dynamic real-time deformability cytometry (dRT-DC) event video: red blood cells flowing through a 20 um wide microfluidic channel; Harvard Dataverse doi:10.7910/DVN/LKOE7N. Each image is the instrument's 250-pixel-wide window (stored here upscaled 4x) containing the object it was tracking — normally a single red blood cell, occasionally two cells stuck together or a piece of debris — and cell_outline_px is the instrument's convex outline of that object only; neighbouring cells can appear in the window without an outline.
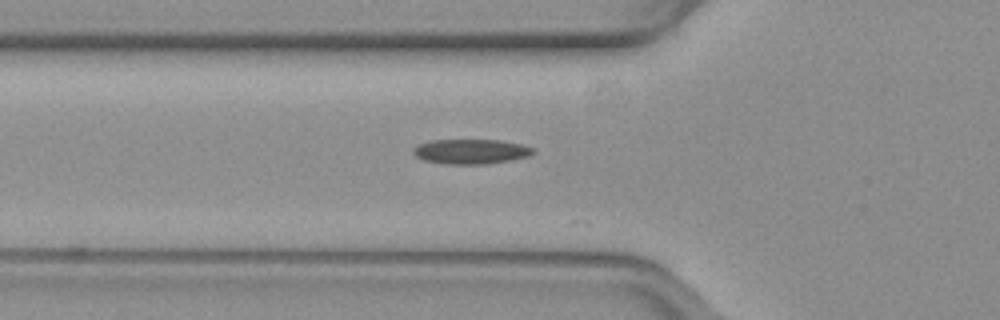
{"species": "common noctule bat (a hibernating species)", "species_latin": "Nyctalus noctula", "temperature_condition": "warm", "stored_images_in_passage": 7, "camera_frame_rate_fps": 3000, "um_per_image_px": 0.085, "animal": {"sex": "female", "body_mass_g": 19.3, "forearm_length_mm": 54.1}, "frame": {"image": 1, "passage_image": 4, "time_ms": 1.0, "image_size_px": [1000, 320], "cell_outline_px": [[536, 152], [528, 156], [508, 160], [484, 164], [444, 164], [424, 160], [416, 156], [412, 152], [412, 148], [420, 144], [432, 140], [500, 140], [520, 144], [532, 148]], "centroid_in_image_um": [39.99, 12.88], "position_along_channel_um": 85.8, "area_um2": 17.17}}